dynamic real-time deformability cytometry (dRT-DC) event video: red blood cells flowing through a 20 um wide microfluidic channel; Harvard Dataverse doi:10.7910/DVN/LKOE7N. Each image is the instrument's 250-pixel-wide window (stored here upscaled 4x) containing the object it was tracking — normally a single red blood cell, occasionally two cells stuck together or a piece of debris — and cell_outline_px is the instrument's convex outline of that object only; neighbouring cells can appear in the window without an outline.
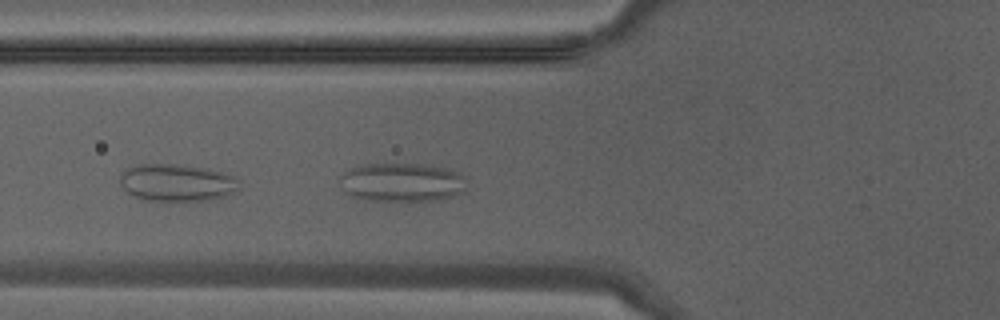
{"species": "Egyptian fruit bat (a non-hibernating species)", "species_latin": "Rousettus aegyptiacus", "temperature_condition": "warm", "stored_images_in_passage": 13, "camera_frame_rate_fps": 3000, "um_per_image_px": 0.085, "animal": {"sex": "male"}, "frame": {"image": 1, "passage_image": 13, "time_ms": 4.0, "image_size_px": [1000, 320], "cell_outline_px": [[464, 192], [452, 196], [436, 200], [364, 200], [352, 196], [344, 192], [336, 180], [348, 168], [364, 164], [424, 164], [448, 168], [460, 172], [464, 176]], "centroid_in_image_um": [34.1, 15.48], "position_along_channel_um": 91.7, "area_um2": 28.96}}